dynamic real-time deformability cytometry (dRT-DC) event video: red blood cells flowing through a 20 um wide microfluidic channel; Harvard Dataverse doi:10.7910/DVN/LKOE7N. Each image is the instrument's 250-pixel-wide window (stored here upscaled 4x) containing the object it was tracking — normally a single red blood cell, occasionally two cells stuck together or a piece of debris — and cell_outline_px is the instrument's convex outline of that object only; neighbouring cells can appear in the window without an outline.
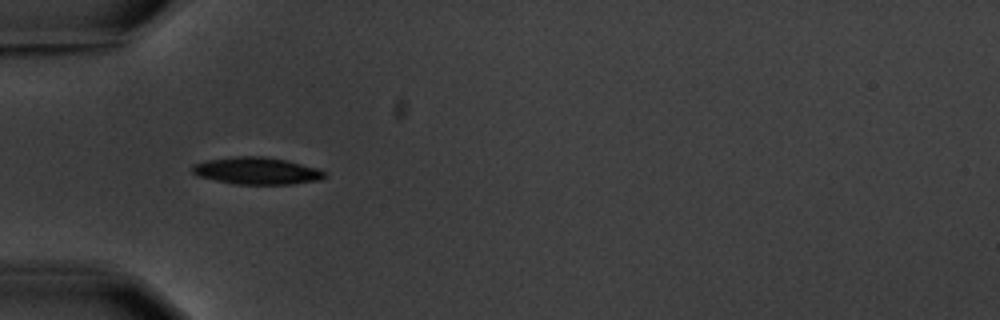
{"species": "common noctule bat (a hibernating species)", "species_latin": "Nyctalus noctula", "temperature_condition": "warm", "stored_images_in_passage": 7, "camera_frame_rate_fps": 3000, "um_per_image_px": 0.085, "animal": {"sex": "male", "body_mass_g": 20.1, "forearm_length_mm": 53.5}, "frame": {"image": 1, "passage_image": 6, "time_ms": 6.0, "image_size_px": [1000, 320], "cell_outline_px": [[328, 176], [320, 180], [292, 184], [236, 184], [196, 176], [192, 172], [192, 164], [208, 160], [236, 156], [264, 156], [288, 160], [316, 168], [324, 172]], "centroid_in_image_um": [21.83, 14.52], "position_along_channel_um": 63.2, "area_um2": 20.92}}